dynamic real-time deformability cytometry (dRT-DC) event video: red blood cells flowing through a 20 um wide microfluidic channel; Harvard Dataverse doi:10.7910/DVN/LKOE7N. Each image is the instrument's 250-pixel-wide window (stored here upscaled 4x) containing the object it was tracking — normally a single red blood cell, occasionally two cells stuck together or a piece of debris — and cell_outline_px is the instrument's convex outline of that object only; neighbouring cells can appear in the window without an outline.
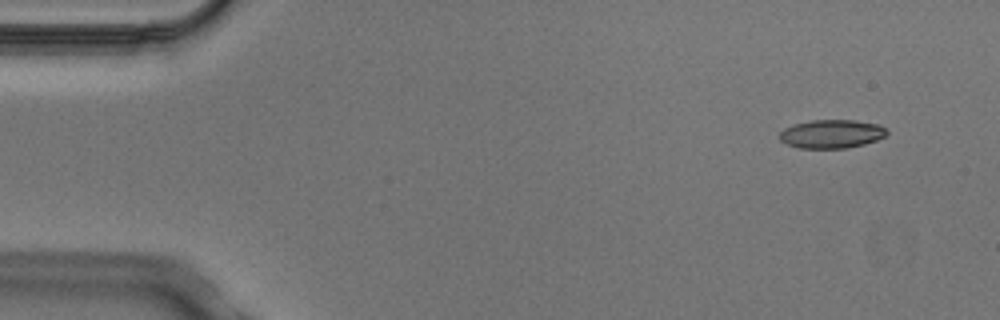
{"species": "Egyptian fruit bat (a non-hibernating species)", "species_latin": "Rousettus aegyptiacus", "temperature_condition": "cold", "stored_images_in_passage": 5, "segment_of_instrument_passage": [1, 2], "camera_frame_rate_fps": 3000, "um_per_image_px": 0.085, "animal": {"sex": "male"}, "frame": {"image": 1, "passage_image": 1, "time_ms": 0.0, "image_size_px": [1000, 320], "cell_outline_px": [[888, 132], [884, 136], [876, 140], [864, 144], [844, 148], [800, 148], [788, 144], [780, 140], [780, 132], [784, 128], [796, 124], [812, 120], [856, 120], [880, 124], [888, 128]], "centroid_in_image_um": [70.73, 11.37], "position_along_channel_um": 14.3, "area_um2": 17.8}}
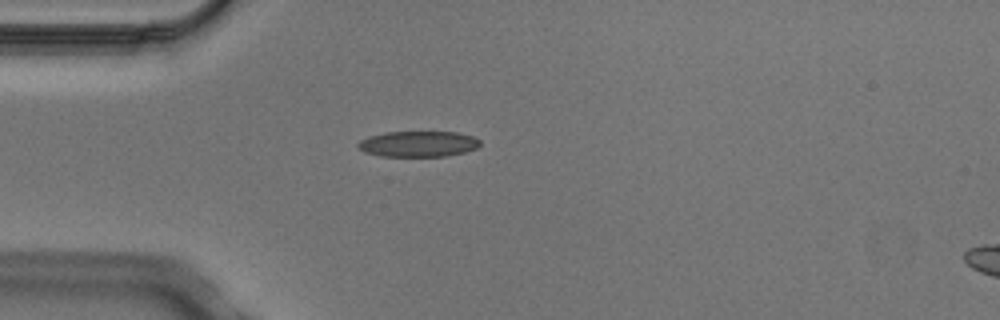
{"frame": {"image": 2, "passage_image": 4, "time_ms": 1.0, "image_size_px": [1000, 320], "cell_outline_px": [[480, 144], [476, 148], [464, 152], [444, 156], [380, 156], [364, 152], [356, 144], [360, 140], [368, 136], [384, 132], [456, 132], [472, 136], [480, 140]], "centroid_in_image_um": [35.52, 12.23], "position_along_channel_um": 49.5, "area_um2": 18.26}}